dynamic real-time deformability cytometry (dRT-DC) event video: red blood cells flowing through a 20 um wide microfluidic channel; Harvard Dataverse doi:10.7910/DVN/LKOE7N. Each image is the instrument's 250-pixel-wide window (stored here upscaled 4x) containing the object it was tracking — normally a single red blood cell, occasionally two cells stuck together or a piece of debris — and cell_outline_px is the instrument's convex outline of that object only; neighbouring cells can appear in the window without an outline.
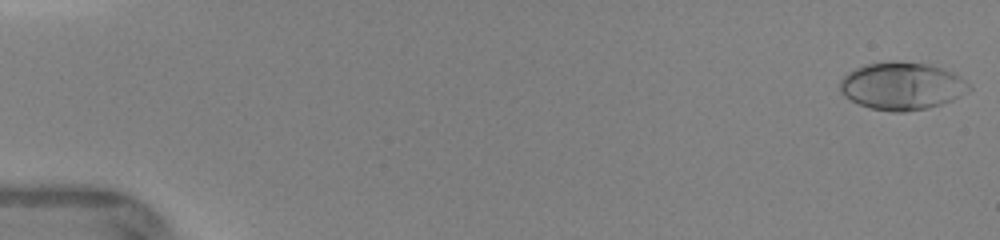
{"species": "human", "species_latin": "Homo sapiens", "temperature_condition": "warm", "stored_images_in_passage": 36, "camera_frame_rate_fps": 3000, "um_per_image_px": 0.085, "donor": {"sex": "female"}, "frame": {"image": 1, "passage_image": 1, "time_ms": 0.0, "image_size_px": [1000, 240], "cell_outline_px": [[972, 88], [968, 92], [952, 100], [928, 108], [904, 112], [892, 112], [872, 108], [860, 104], [844, 96], [840, 92], [840, 80], [848, 72], [864, 64], [888, 60], [896, 60], [928, 64], [952, 72], [960, 76]], "centroid_in_image_um": [76.65, 7.29], "position_along_channel_um": 8.4, "area_um2": 35.89}}
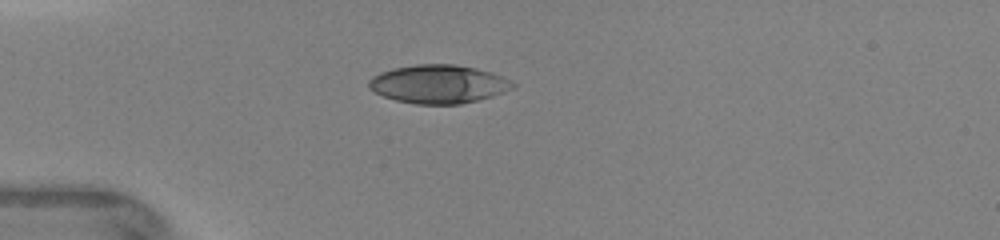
{"frame": {"image": 2, "passage_image": 25, "time_ms": 4.0, "image_size_px": [1000, 240], "cell_outline_px": [[516, 88], [492, 96], [460, 104], [416, 104], [396, 100], [384, 96], [368, 88], [368, 80], [372, 76], [380, 72], [392, 68], [416, 64], [456, 64], [476, 68], [492, 72], [512, 80], [516, 84]], "centroid_in_image_um": [37.29, 7.13], "position_along_channel_um": 47.7, "area_um2": 32.48}}